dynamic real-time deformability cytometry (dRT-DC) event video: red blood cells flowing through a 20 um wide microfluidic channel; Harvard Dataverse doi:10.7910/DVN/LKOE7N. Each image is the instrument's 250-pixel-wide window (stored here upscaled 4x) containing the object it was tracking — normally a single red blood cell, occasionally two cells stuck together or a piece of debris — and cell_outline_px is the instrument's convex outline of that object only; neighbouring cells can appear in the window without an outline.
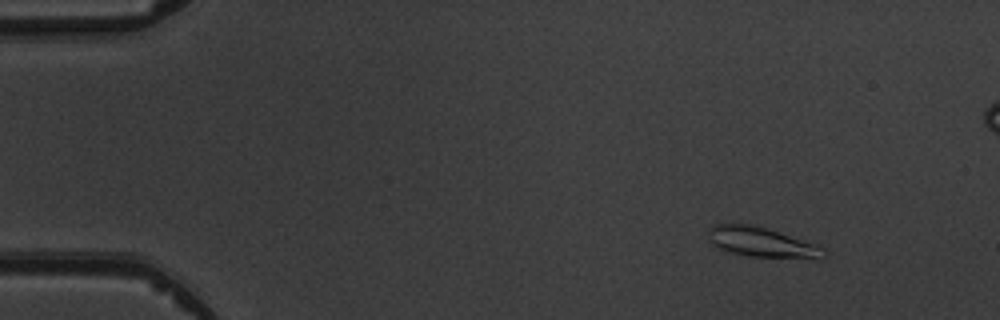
{"species": "common noctule bat (a hibernating species)", "species_latin": "Nyctalus noctula", "temperature_condition": "warm", "stored_images_in_passage": 5, "camera_frame_rate_fps": 3000, "um_per_image_px": 0.085, "animal": {"sex": "male", "body_mass_g": 19.5, "forearm_length_mm": 54.6}, "frame": {"image": 1, "passage_image": 2, "time_ms": 1.333, "image_size_px": [1000, 320], "cell_outline_px": [[828, 252], [820, 260], [748, 256], [732, 252], [720, 248], [712, 244], [708, 240], [708, 228], [712, 224], [752, 224], [820, 244]], "centroid_in_image_um": [64.84, 20.61], "position_along_channel_um": 20.2, "area_um2": 20.69}}